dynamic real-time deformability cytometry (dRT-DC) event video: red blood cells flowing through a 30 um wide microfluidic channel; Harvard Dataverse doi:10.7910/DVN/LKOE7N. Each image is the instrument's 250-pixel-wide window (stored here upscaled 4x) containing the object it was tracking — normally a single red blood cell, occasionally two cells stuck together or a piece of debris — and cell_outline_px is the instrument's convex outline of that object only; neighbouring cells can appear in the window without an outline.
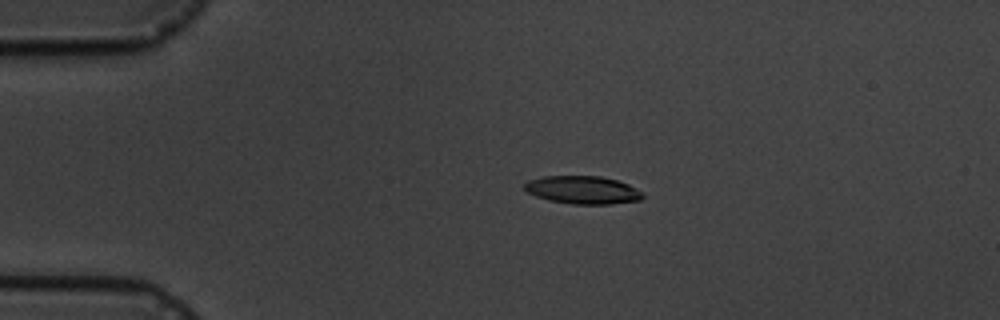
{"species": "common noctule bat (a hibernating species)", "species_latin": "Nyctalus noctula", "temperature_condition": "cold", "stored_images_in_passage": 8, "camera_frame_rate_fps": 3000, "um_per_image_px": 0.085, "animal": {"sex": "male", "body_mass_g": 19.5, "forearm_length_mm": 54.6}, "frame": {"image": 1, "passage_image": 3, "time_ms": 2.667, "image_size_px": [1000, 320], "cell_outline_px": [[644, 196], [640, 200], [612, 204], [572, 204], [548, 200], [536, 196], [528, 192], [524, 188], [524, 184], [528, 180], [544, 176], [600, 176], [616, 180], [628, 184], [640, 192]], "centroid_in_image_um": [49.5, 16.15], "position_along_channel_um": 35.5, "area_um2": 19.13}}
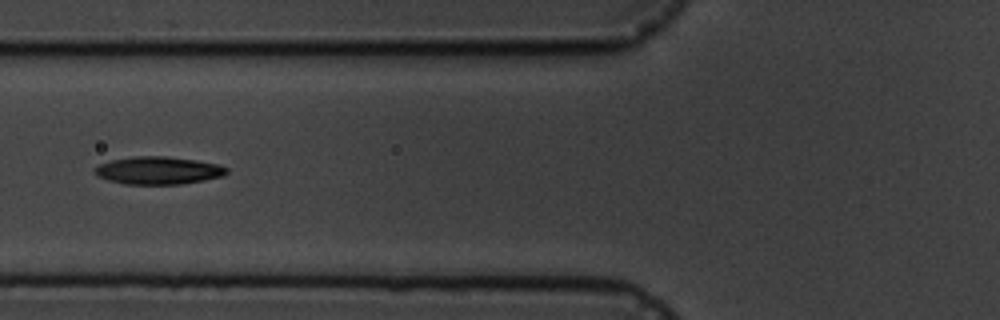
{"frame": {"image": 2, "passage_image": 6, "time_ms": 6.0, "image_size_px": [1000, 320], "cell_outline_px": [[228, 172], [224, 176], [204, 180], [180, 184], [124, 184], [108, 180], [96, 176], [96, 168], [100, 164], [112, 160], [132, 156], [164, 156], [196, 160], [216, 164], [228, 168]], "centroid_in_image_um": [13.47, 14.49], "position_along_channel_um": 112.3, "area_um2": 21.15}}
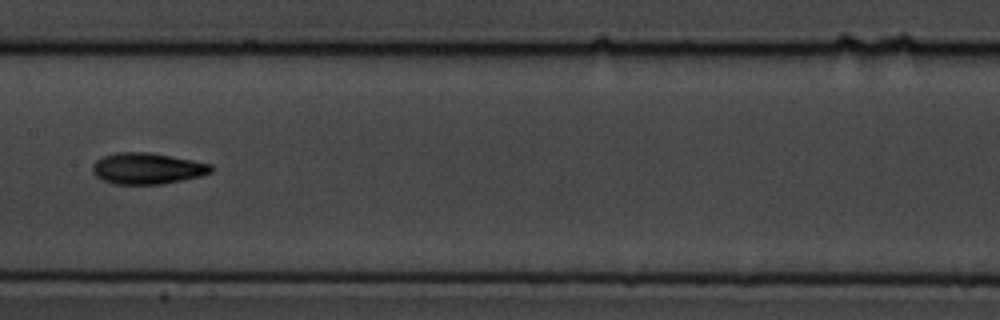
{"frame": {"image": 3, "passage_image": 8, "time_ms": 8.333, "image_size_px": [1000, 320], "cell_outline_px": [[212, 172], [200, 176], [164, 184], [112, 184], [96, 176], [92, 172], [92, 164], [96, 160], [104, 156], [116, 152], [148, 152], [192, 160], [212, 164]], "centroid_in_image_um": [12.5, 14.32], "position_along_channel_um": 194.9, "area_um2": 21.56}}